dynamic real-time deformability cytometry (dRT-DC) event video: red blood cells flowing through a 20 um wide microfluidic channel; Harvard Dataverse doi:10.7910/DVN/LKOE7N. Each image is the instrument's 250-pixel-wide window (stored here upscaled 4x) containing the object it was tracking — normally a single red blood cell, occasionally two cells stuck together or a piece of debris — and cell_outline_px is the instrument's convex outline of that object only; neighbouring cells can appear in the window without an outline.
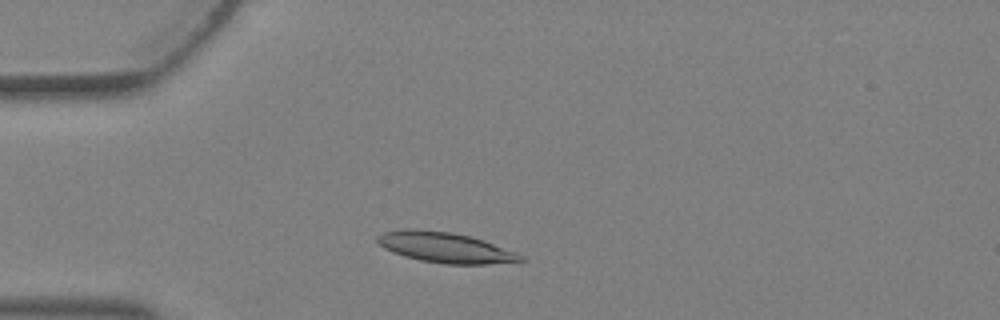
{"species": "Egyptian fruit bat (a non-hibernating species)", "species_latin": "Rousettus aegyptiacus", "temperature_condition": "warm", "stored_images_in_passage": 1, "camera_frame_rate_fps": 3000, "um_per_image_px": 0.085, "animal": {"sex": "female"}, "frame": {"image": 1, "passage_image": 1, "time_ms": 0.0, "image_size_px": [1000, 320], "cell_outline_px": [[524, 260], [488, 264], [444, 264], [420, 260], [404, 256], [384, 248], [376, 240], [376, 236], [380, 232], [452, 232], [468, 236], [516, 252], [524, 256]], "centroid_in_image_um": [37.89, 21.09], "position_along_channel_um": 47.1, "area_um2": 24.04}}